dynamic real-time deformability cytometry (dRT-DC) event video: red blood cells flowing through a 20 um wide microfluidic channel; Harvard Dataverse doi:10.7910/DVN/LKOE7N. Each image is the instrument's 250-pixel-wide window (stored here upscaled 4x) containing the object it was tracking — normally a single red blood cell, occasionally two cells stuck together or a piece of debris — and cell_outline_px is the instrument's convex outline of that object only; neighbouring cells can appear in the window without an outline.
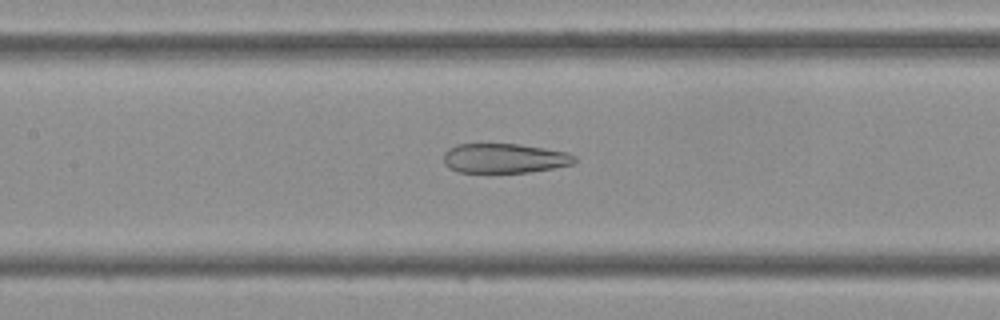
{"species": "Egyptian fruit bat (a non-hibernating species)", "species_latin": "Rousettus aegyptiacus", "temperature_condition": "cold", "stored_images_in_passage": 42, "camera_frame_rate_fps": 3000, "um_per_image_px": 0.085, "frame": {"image": 1, "passage_image": 18, "time_ms": 5.667, "image_size_px": [1000, 320], "cell_outline_px": [[576, 160], [572, 164], [556, 168], [528, 172], [460, 172], [448, 168], [444, 164], [444, 152], [448, 148], [456, 144], [516, 144], [544, 148], [568, 152], [576, 156]], "centroid_in_image_um": [42.87, 13.45], "position_along_channel_um": 164.5, "area_um2": 22.66}}
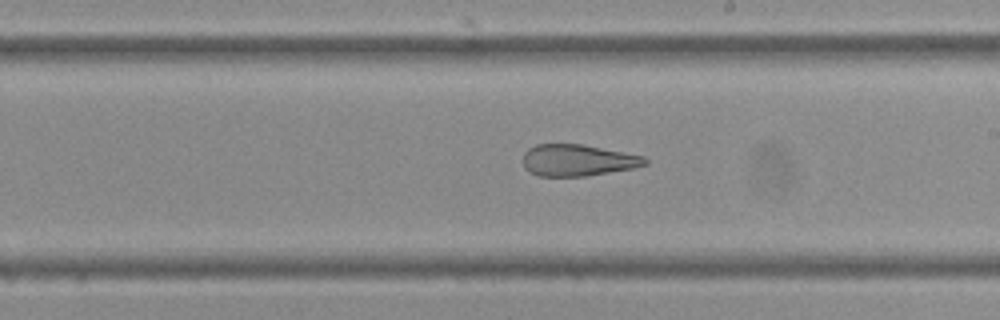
{"frame": {"image": 2, "passage_image": 23, "time_ms": 7.333, "image_size_px": [1000, 320], "cell_outline_px": [[648, 164], [632, 168], [588, 176], [540, 176], [524, 168], [524, 152], [528, 148], [536, 144], [584, 144], [644, 156], [648, 160]], "centroid_in_image_um": [49.12, 13.61], "position_along_channel_um": 239.9, "area_um2": 22.48}}
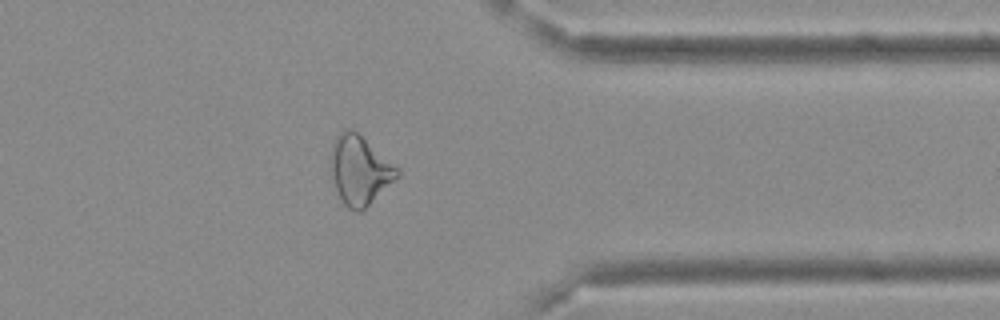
{"frame": {"image": 3, "passage_image": 33, "time_ms": 10.667, "image_size_px": [1000, 320], "cell_outline_px": [[400, 176], [360, 212], [352, 212], [344, 204], [336, 188], [332, 176], [328, 160], [332, 144], [336, 136], [344, 128], [348, 128], [356, 132], [400, 168]], "centroid_in_image_um": [30.56, 14.46], "position_along_channel_um": 380.8, "area_um2": 26.82}}